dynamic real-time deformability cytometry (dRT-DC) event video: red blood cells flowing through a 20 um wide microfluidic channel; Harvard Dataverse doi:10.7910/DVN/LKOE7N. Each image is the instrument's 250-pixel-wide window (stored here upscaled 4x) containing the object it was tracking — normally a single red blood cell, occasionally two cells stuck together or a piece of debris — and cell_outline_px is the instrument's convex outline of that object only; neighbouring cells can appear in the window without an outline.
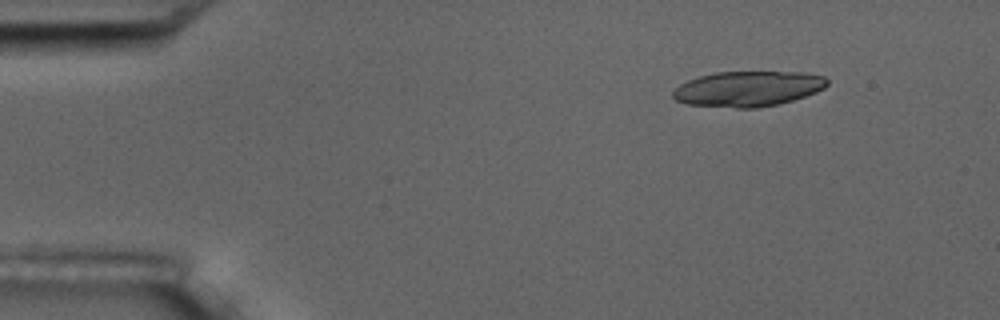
{"species": "common noctule bat (a hibernating species)", "species_latin": "Nyctalus noctula", "temperature_condition": "room temperature", "stored_images_in_passage": 6, "camera_frame_rate_fps": 3000, "um_per_image_px": 0.085, "animal": {"sex": "male", "body_mass_g": 17.5, "forearm_length_mm": 52.3}, "frame": {"image": 1, "passage_image": 2, "time_ms": 1.333, "image_size_px": [1000, 320], "cell_outline_px": [[828, 84], [824, 88], [816, 92], [792, 100], [776, 104], [756, 108], [736, 108], [688, 104], [676, 100], [672, 96], [672, 92], [680, 84], [688, 80], [700, 76], [716, 72], [804, 72], [824, 76], [828, 80]], "centroid_in_image_um": [63.58, 7.54], "position_along_channel_um": 21.4, "area_um2": 31.62}}